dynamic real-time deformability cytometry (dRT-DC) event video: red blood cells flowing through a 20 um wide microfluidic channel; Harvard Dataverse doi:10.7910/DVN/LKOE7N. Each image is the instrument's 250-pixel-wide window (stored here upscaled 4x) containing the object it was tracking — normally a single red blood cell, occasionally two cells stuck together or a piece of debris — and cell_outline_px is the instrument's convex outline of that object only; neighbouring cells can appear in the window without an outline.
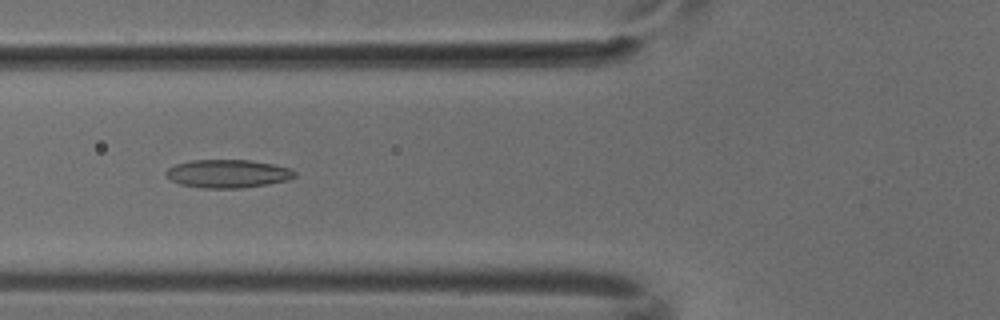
{"species": "common noctule bat (a hibernating species)", "species_latin": "Nyctalus noctula", "temperature_condition": "cold", "stored_images_in_passage": 4, "camera_frame_rate_fps": 3000, "um_per_image_px": 0.085, "animal": {"sex": "male", "body_mass_g": 18.8}, "frame": {"image": 1, "passage_image": 2, "time_ms": 0.333, "image_size_px": [1000, 320], "cell_outline_px": [[296, 176], [288, 180], [268, 184], [240, 188], [200, 188], [180, 184], [164, 176], [164, 172], [168, 168], [176, 164], [192, 160], [248, 160], [272, 164], [292, 168], [296, 172]], "centroid_in_image_um": [19.35, 14.76], "position_along_channel_um": 106.4, "area_um2": 21.27}}
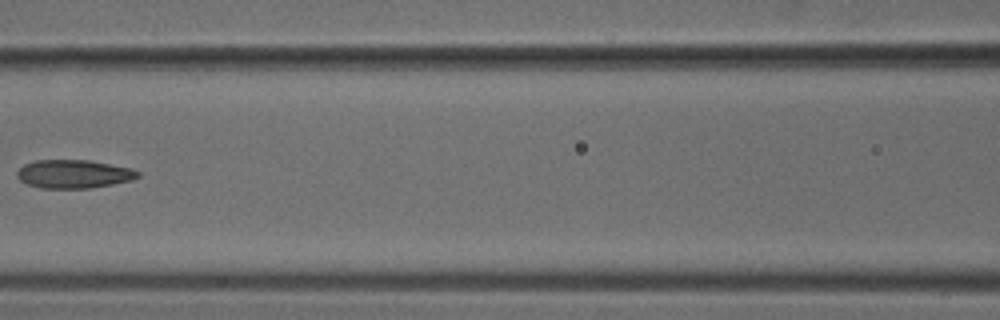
{"frame": {"image": 2, "passage_image": 3, "time_ms": 0.667, "image_size_px": [1000, 320], "cell_outline_px": [[140, 176], [132, 180], [112, 184], [88, 188], [40, 188], [28, 184], [20, 180], [16, 176], [16, 172], [24, 164], [36, 160], [88, 160], [132, 168], [140, 172]], "centroid_in_image_um": [6.27, 14.78], "position_along_channel_um": 160.3, "area_um2": 20.0}}
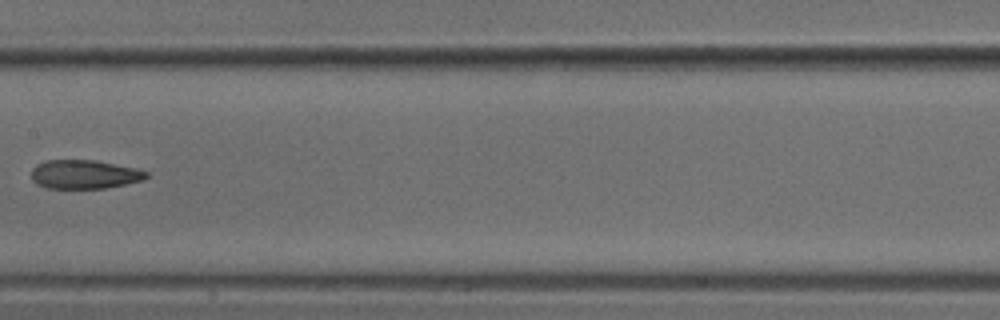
{"frame": {"image": 3, "passage_image": 4, "time_ms": 1.0, "image_size_px": [1000, 320], "cell_outline_px": [[148, 176], [140, 180], [124, 184], [104, 188], [44, 188], [36, 184], [32, 180], [32, 168], [36, 164], [44, 160], [96, 160], [136, 168], [148, 172]], "centroid_in_image_um": [7.12, 14.81], "position_along_channel_um": 200.3, "area_um2": 19.31}}